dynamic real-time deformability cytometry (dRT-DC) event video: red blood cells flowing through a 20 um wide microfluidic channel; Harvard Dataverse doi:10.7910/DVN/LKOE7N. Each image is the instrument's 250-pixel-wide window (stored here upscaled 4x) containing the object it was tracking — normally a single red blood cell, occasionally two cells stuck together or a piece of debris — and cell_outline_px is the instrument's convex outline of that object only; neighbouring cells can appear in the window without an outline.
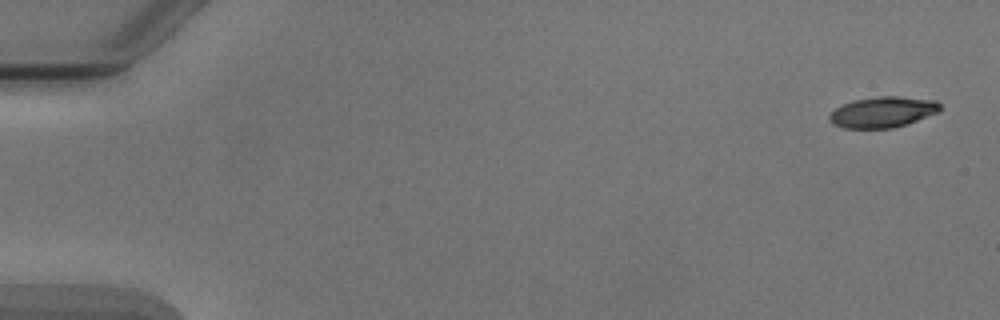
{"species": "Egyptian fruit bat (a non-hibernating species)", "species_latin": "Rousettus aegyptiacus", "temperature_condition": "cold", "stored_images_in_passage": 6, "camera_frame_rate_fps": 3000, "um_per_image_px": 0.085, "animal": {"sex": "male"}, "frame": {"image": 1, "passage_image": 1, "time_ms": 0.0, "image_size_px": [1000, 320], "cell_outline_px": [[940, 112], [908, 124], [892, 128], [844, 128], [832, 124], [828, 120], [828, 116], [836, 108], [844, 104], [856, 100], [880, 96], [900, 96], [936, 100], [940, 104]], "centroid_in_image_um": [75.06, 9.53], "position_along_channel_um": 9.9, "area_um2": 19.94}}
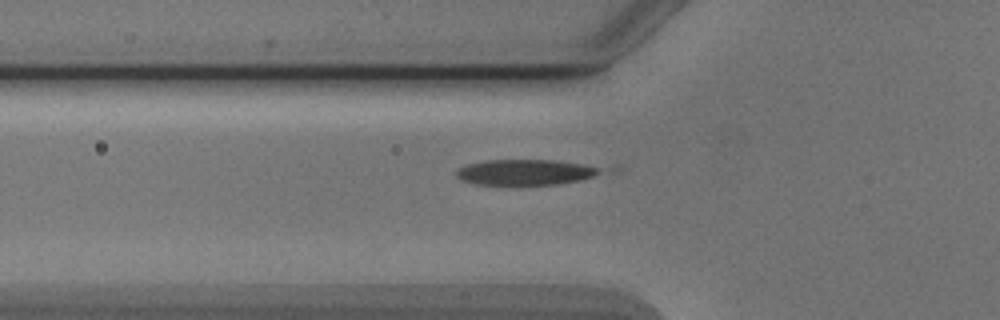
{"frame": {"image": 2, "passage_image": 6, "time_ms": 5.667, "image_size_px": [1000, 320], "cell_outline_px": [[600, 172], [592, 176], [580, 180], [556, 184], [476, 184], [460, 180], [456, 176], [456, 168], [468, 164], [484, 160], [556, 160], [584, 164], [596, 168]], "centroid_in_image_um": [44.55, 14.63], "position_along_channel_um": 81.3, "area_um2": 21.15}}